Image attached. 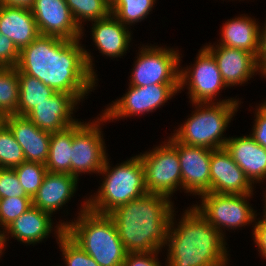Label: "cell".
<instances>
[{
	"instance_id": "cell-44",
	"label": "cell",
	"mask_w": 266,
	"mask_h": 266,
	"mask_svg": "<svg viewBox=\"0 0 266 266\" xmlns=\"http://www.w3.org/2000/svg\"><path fill=\"white\" fill-rule=\"evenodd\" d=\"M265 201V206H264V210H263V213H264V215L266 216V194H265V199H264Z\"/></svg>"
},
{
	"instance_id": "cell-29",
	"label": "cell",
	"mask_w": 266,
	"mask_h": 266,
	"mask_svg": "<svg viewBox=\"0 0 266 266\" xmlns=\"http://www.w3.org/2000/svg\"><path fill=\"white\" fill-rule=\"evenodd\" d=\"M78 26L82 22L96 21L111 14V4L107 0H65ZM84 20V21H83Z\"/></svg>"
},
{
	"instance_id": "cell-45",
	"label": "cell",
	"mask_w": 266,
	"mask_h": 266,
	"mask_svg": "<svg viewBox=\"0 0 266 266\" xmlns=\"http://www.w3.org/2000/svg\"><path fill=\"white\" fill-rule=\"evenodd\" d=\"M110 4H112L115 0H107Z\"/></svg>"
},
{
	"instance_id": "cell-39",
	"label": "cell",
	"mask_w": 266,
	"mask_h": 266,
	"mask_svg": "<svg viewBox=\"0 0 266 266\" xmlns=\"http://www.w3.org/2000/svg\"><path fill=\"white\" fill-rule=\"evenodd\" d=\"M35 0H0V5L30 9L33 7Z\"/></svg>"
},
{
	"instance_id": "cell-15",
	"label": "cell",
	"mask_w": 266,
	"mask_h": 266,
	"mask_svg": "<svg viewBox=\"0 0 266 266\" xmlns=\"http://www.w3.org/2000/svg\"><path fill=\"white\" fill-rule=\"evenodd\" d=\"M210 192L253 194V185L225 148L211 150Z\"/></svg>"
},
{
	"instance_id": "cell-12",
	"label": "cell",
	"mask_w": 266,
	"mask_h": 266,
	"mask_svg": "<svg viewBox=\"0 0 266 266\" xmlns=\"http://www.w3.org/2000/svg\"><path fill=\"white\" fill-rule=\"evenodd\" d=\"M179 90V84H154L148 86H129L128 92L107 107L102 115L107 121L153 112L164 105Z\"/></svg>"
},
{
	"instance_id": "cell-17",
	"label": "cell",
	"mask_w": 266,
	"mask_h": 266,
	"mask_svg": "<svg viewBox=\"0 0 266 266\" xmlns=\"http://www.w3.org/2000/svg\"><path fill=\"white\" fill-rule=\"evenodd\" d=\"M214 57L227 87L242 85L259 72L254 54L217 44L204 46Z\"/></svg>"
},
{
	"instance_id": "cell-31",
	"label": "cell",
	"mask_w": 266,
	"mask_h": 266,
	"mask_svg": "<svg viewBox=\"0 0 266 266\" xmlns=\"http://www.w3.org/2000/svg\"><path fill=\"white\" fill-rule=\"evenodd\" d=\"M25 162L23 149L9 127L0 120V168L13 169Z\"/></svg>"
},
{
	"instance_id": "cell-26",
	"label": "cell",
	"mask_w": 266,
	"mask_h": 266,
	"mask_svg": "<svg viewBox=\"0 0 266 266\" xmlns=\"http://www.w3.org/2000/svg\"><path fill=\"white\" fill-rule=\"evenodd\" d=\"M18 78L19 99L17 115L26 116L36 105L56 93L53 88L44 85L39 79L30 75L18 73Z\"/></svg>"
},
{
	"instance_id": "cell-8",
	"label": "cell",
	"mask_w": 266,
	"mask_h": 266,
	"mask_svg": "<svg viewBox=\"0 0 266 266\" xmlns=\"http://www.w3.org/2000/svg\"><path fill=\"white\" fill-rule=\"evenodd\" d=\"M140 50L129 85L143 87L154 84H179V50L144 45Z\"/></svg>"
},
{
	"instance_id": "cell-4",
	"label": "cell",
	"mask_w": 266,
	"mask_h": 266,
	"mask_svg": "<svg viewBox=\"0 0 266 266\" xmlns=\"http://www.w3.org/2000/svg\"><path fill=\"white\" fill-rule=\"evenodd\" d=\"M75 222L65 226V233L99 266H123L126 250L109 214H99L81 206Z\"/></svg>"
},
{
	"instance_id": "cell-14",
	"label": "cell",
	"mask_w": 266,
	"mask_h": 266,
	"mask_svg": "<svg viewBox=\"0 0 266 266\" xmlns=\"http://www.w3.org/2000/svg\"><path fill=\"white\" fill-rule=\"evenodd\" d=\"M31 11L40 35L67 40L83 36L65 0H35Z\"/></svg>"
},
{
	"instance_id": "cell-19",
	"label": "cell",
	"mask_w": 266,
	"mask_h": 266,
	"mask_svg": "<svg viewBox=\"0 0 266 266\" xmlns=\"http://www.w3.org/2000/svg\"><path fill=\"white\" fill-rule=\"evenodd\" d=\"M224 148L251 183L266 178V149L251 136L229 137Z\"/></svg>"
},
{
	"instance_id": "cell-11",
	"label": "cell",
	"mask_w": 266,
	"mask_h": 266,
	"mask_svg": "<svg viewBox=\"0 0 266 266\" xmlns=\"http://www.w3.org/2000/svg\"><path fill=\"white\" fill-rule=\"evenodd\" d=\"M193 68L180 69L179 90L188 85L191 103H212L220 90L226 88L213 55L203 47ZM186 84V85H185ZM214 99V100H213Z\"/></svg>"
},
{
	"instance_id": "cell-3",
	"label": "cell",
	"mask_w": 266,
	"mask_h": 266,
	"mask_svg": "<svg viewBox=\"0 0 266 266\" xmlns=\"http://www.w3.org/2000/svg\"><path fill=\"white\" fill-rule=\"evenodd\" d=\"M174 225V212L167 234L166 266H226L228 254L225 239L196 209L185 210ZM168 244V245H167Z\"/></svg>"
},
{
	"instance_id": "cell-2",
	"label": "cell",
	"mask_w": 266,
	"mask_h": 266,
	"mask_svg": "<svg viewBox=\"0 0 266 266\" xmlns=\"http://www.w3.org/2000/svg\"><path fill=\"white\" fill-rule=\"evenodd\" d=\"M170 197L147 193L119 206L109 216L127 253L160 251L166 245L171 216Z\"/></svg>"
},
{
	"instance_id": "cell-46",
	"label": "cell",
	"mask_w": 266,
	"mask_h": 266,
	"mask_svg": "<svg viewBox=\"0 0 266 266\" xmlns=\"http://www.w3.org/2000/svg\"><path fill=\"white\" fill-rule=\"evenodd\" d=\"M264 103V104H263ZM263 103H261L265 108H266V101L265 102H263Z\"/></svg>"
},
{
	"instance_id": "cell-21",
	"label": "cell",
	"mask_w": 266,
	"mask_h": 266,
	"mask_svg": "<svg viewBox=\"0 0 266 266\" xmlns=\"http://www.w3.org/2000/svg\"><path fill=\"white\" fill-rule=\"evenodd\" d=\"M92 22H94L91 28L94 45L102 55L113 59L127 53L131 32L126 25H123L113 14Z\"/></svg>"
},
{
	"instance_id": "cell-9",
	"label": "cell",
	"mask_w": 266,
	"mask_h": 266,
	"mask_svg": "<svg viewBox=\"0 0 266 266\" xmlns=\"http://www.w3.org/2000/svg\"><path fill=\"white\" fill-rule=\"evenodd\" d=\"M96 120L91 123L79 121L73 125L71 175L76 178L81 173H100L107 157L100 127V122L107 119L101 115Z\"/></svg>"
},
{
	"instance_id": "cell-16",
	"label": "cell",
	"mask_w": 266,
	"mask_h": 266,
	"mask_svg": "<svg viewBox=\"0 0 266 266\" xmlns=\"http://www.w3.org/2000/svg\"><path fill=\"white\" fill-rule=\"evenodd\" d=\"M78 102L74 95L56 92L36 105L26 117L41 130L50 133L62 131L79 122L71 116Z\"/></svg>"
},
{
	"instance_id": "cell-40",
	"label": "cell",
	"mask_w": 266,
	"mask_h": 266,
	"mask_svg": "<svg viewBox=\"0 0 266 266\" xmlns=\"http://www.w3.org/2000/svg\"><path fill=\"white\" fill-rule=\"evenodd\" d=\"M256 58L257 61H266V23L265 27L260 30L259 50Z\"/></svg>"
},
{
	"instance_id": "cell-42",
	"label": "cell",
	"mask_w": 266,
	"mask_h": 266,
	"mask_svg": "<svg viewBox=\"0 0 266 266\" xmlns=\"http://www.w3.org/2000/svg\"><path fill=\"white\" fill-rule=\"evenodd\" d=\"M0 227H2L1 224H0ZM7 238H8V235L5 234V231L4 230H2V231L0 230V242L8 241Z\"/></svg>"
},
{
	"instance_id": "cell-38",
	"label": "cell",
	"mask_w": 266,
	"mask_h": 266,
	"mask_svg": "<svg viewBox=\"0 0 266 266\" xmlns=\"http://www.w3.org/2000/svg\"><path fill=\"white\" fill-rule=\"evenodd\" d=\"M253 239L258 247L259 253L266 259V216L263 214V218L253 226Z\"/></svg>"
},
{
	"instance_id": "cell-23",
	"label": "cell",
	"mask_w": 266,
	"mask_h": 266,
	"mask_svg": "<svg viewBox=\"0 0 266 266\" xmlns=\"http://www.w3.org/2000/svg\"><path fill=\"white\" fill-rule=\"evenodd\" d=\"M52 215L32 206L4 230L5 234L27 244H36L47 238L52 231Z\"/></svg>"
},
{
	"instance_id": "cell-33",
	"label": "cell",
	"mask_w": 266,
	"mask_h": 266,
	"mask_svg": "<svg viewBox=\"0 0 266 266\" xmlns=\"http://www.w3.org/2000/svg\"><path fill=\"white\" fill-rule=\"evenodd\" d=\"M33 206L31 197H11L0 199V224L5 229L21 214Z\"/></svg>"
},
{
	"instance_id": "cell-43",
	"label": "cell",
	"mask_w": 266,
	"mask_h": 266,
	"mask_svg": "<svg viewBox=\"0 0 266 266\" xmlns=\"http://www.w3.org/2000/svg\"><path fill=\"white\" fill-rule=\"evenodd\" d=\"M5 243H7V242H0V255H2V251L4 250V248H5Z\"/></svg>"
},
{
	"instance_id": "cell-35",
	"label": "cell",
	"mask_w": 266,
	"mask_h": 266,
	"mask_svg": "<svg viewBox=\"0 0 266 266\" xmlns=\"http://www.w3.org/2000/svg\"><path fill=\"white\" fill-rule=\"evenodd\" d=\"M20 50L8 37L0 34V67H16Z\"/></svg>"
},
{
	"instance_id": "cell-7",
	"label": "cell",
	"mask_w": 266,
	"mask_h": 266,
	"mask_svg": "<svg viewBox=\"0 0 266 266\" xmlns=\"http://www.w3.org/2000/svg\"><path fill=\"white\" fill-rule=\"evenodd\" d=\"M252 195L254 194H217L207 192L200 195L201 205L195 204L193 206L224 236L222 229H226V227L234 230V228L237 229L256 221L257 214H255L256 212L247 201Z\"/></svg>"
},
{
	"instance_id": "cell-18",
	"label": "cell",
	"mask_w": 266,
	"mask_h": 266,
	"mask_svg": "<svg viewBox=\"0 0 266 266\" xmlns=\"http://www.w3.org/2000/svg\"><path fill=\"white\" fill-rule=\"evenodd\" d=\"M23 149L25 161L46 163L51 133L36 127L26 116L8 115L1 119Z\"/></svg>"
},
{
	"instance_id": "cell-10",
	"label": "cell",
	"mask_w": 266,
	"mask_h": 266,
	"mask_svg": "<svg viewBox=\"0 0 266 266\" xmlns=\"http://www.w3.org/2000/svg\"><path fill=\"white\" fill-rule=\"evenodd\" d=\"M139 156L144 168L145 186L148 193L171 197L179 186L182 188L178 153L169 142Z\"/></svg>"
},
{
	"instance_id": "cell-20",
	"label": "cell",
	"mask_w": 266,
	"mask_h": 266,
	"mask_svg": "<svg viewBox=\"0 0 266 266\" xmlns=\"http://www.w3.org/2000/svg\"><path fill=\"white\" fill-rule=\"evenodd\" d=\"M78 179L71 174L47 172L32 198L33 206L50 214L61 209L74 196Z\"/></svg>"
},
{
	"instance_id": "cell-41",
	"label": "cell",
	"mask_w": 266,
	"mask_h": 266,
	"mask_svg": "<svg viewBox=\"0 0 266 266\" xmlns=\"http://www.w3.org/2000/svg\"><path fill=\"white\" fill-rule=\"evenodd\" d=\"M257 65L260 71L259 73L266 77V61H257Z\"/></svg>"
},
{
	"instance_id": "cell-5",
	"label": "cell",
	"mask_w": 266,
	"mask_h": 266,
	"mask_svg": "<svg viewBox=\"0 0 266 266\" xmlns=\"http://www.w3.org/2000/svg\"><path fill=\"white\" fill-rule=\"evenodd\" d=\"M108 156L100 174L104 180L94 197L87 200V208L99 214H110L116 208L147 194L144 168L136 155L110 169ZM106 176V177H105Z\"/></svg>"
},
{
	"instance_id": "cell-24",
	"label": "cell",
	"mask_w": 266,
	"mask_h": 266,
	"mask_svg": "<svg viewBox=\"0 0 266 266\" xmlns=\"http://www.w3.org/2000/svg\"><path fill=\"white\" fill-rule=\"evenodd\" d=\"M245 16V17H244ZM237 17L223 24L220 45L237 48L257 56L259 50L260 25L251 17Z\"/></svg>"
},
{
	"instance_id": "cell-1",
	"label": "cell",
	"mask_w": 266,
	"mask_h": 266,
	"mask_svg": "<svg viewBox=\"0 0 266 266\" xmlns=\"http://www.w3.org/2000/svg\"><path fill=\"white\" fill-rule=\"evenodd\" d=\"M80 39L39 35L20 50L16 66L18 73L35 77L56 92L83 100L94 89L98 79L92 56L79 44Z\"/></svg>"
},
{
	"instance_id": "cell-13",
	"label": "cell",
	"mask_w": 266,
	"mask_h": 266,
	"mask_svg": "<svg viewBox=\"0 0 266 266\" xmlns=\"http://www.w3.org/2000/svg\"><path fill=\"white\" fill-rule=\"evenodd\" d=\"M168 142L178 153L182 188L199 196L210 192L211 149L180 143L173 136L169 137Z\"/></svg>"
},
{
	"instance_id": "cell-22",
	"label": "cell",
	"mask_w": 266,
	"mask_h": 266,
	"mask_svg": "<svg viewBox=\"0 0 266 266\" xmlns=\"http://www.w3.org/2000/svg\"><path fill=\"white\" fill-rule=\"evenodd\" d=\"M0 34L12 40L19 50L40 35L30 9L4 5H0Z\"/></svg>"
},
{
	"instance_id": "cell-32",
	"label": "cell",
	"mask_w": 266,
	"mask_h": 266,
	"mask_svg": "<svg viewBox=\"0 0 266 266\" xmlns=\"http://www.w3.org/2000/svg\"><path fill=\"white\" fill-rule=\"evenodd\" d=\"M13 169L26 195L33 198L47 173L45 164L25 161Z\"/></svg>"
},
{
	"instance_id": "cell-25",
	"label": "cell",
	"mask_w": 266,
	"mask_h": 266,
	"mask_svg": "<svg viewBox=\"0 0 266 266\" xmlns=\"http://www.w3.org/2000/svg\"><path fill=\"white\" fill-rule=\"evenodd\" d=\"M73 125L65 130L51 133L49 153L45 166L47 172L71 174V149Z\"/></svg>"
},
{
	"instance_id": "cell-28",
	"label": "cell",
	"mask_w": 266,
	"mask_h": 266,
	"mask_svg": "<svg viewBox=\"0 0 266 266\" xmlns=\"http://www.w3.org/2000/svg\"><path fill=\"white\" fill-rule=\"evenodd\" d=\"M156 0H115L111 4L113 14L123 25H132L144 20Z\"/></svg>"
},
{
	"instance_id": "cell-36",
	"label": "cell",
	"mask_w": 266,
	"mask_h": 266,
	"mask_svg": "<svg viewBox=\"0 0 266 266\" xmlns=\"http://www.w3.org/2000/svg\"><path fill=\"white\" fill-rule=\"evenodd\" d=\"M157 254L159 251L127 253L123 266H161Z\"/></svg>"
},
{
	"instance_id": "cell-27",
	"label": "cell",
	"mask_w": 266,
	"mask_h": 266,
	"mask_svg": "<svg viewBox=\"0 0 266 266\" xmlns=\"http://www.w3.org/2000/svg\"><path fill=\"white\" fill-rule=\"evenodd\" d=\"M19 78L16 67L0 68V119L17 115Z\"/></svg>"
},
{
	"instance_id": "cell-6",
	"label": "cell",
	"mask_w": 266,
	"mask_h": 266,
	"mask_svg": "<svg viewBox=\"0 0 266 266\" xmlns=\"http://www.w3.org/2000/svg\"><path fill=\"white\" fill-rule=\"evenodd\" d=\"M239 103L238 99L233 98L212 103H193L197 110L175 130L173 137L187 145L211 150L224 148L229 138L222 136L238 111Z\"/></svg>"
},
{
	"instance_id": "cell-37",
	"label": "cell",
	"mask_w": 266,
	"mask_h": 266,
	"mask_svg": "<svg viewBox=\"0 0 266 266\" xmlns=\"http://www.w3.org/2000/svg\"><path fill=\"white\" fill-rule=\"evenodd\" d=\"M253 131L249 134L258 144L266 149V108L258 106Z\"/></svg>"
},
{
	"instance_id": "cell-34",
	"label": "cell",
	"mask_w": 266,
	"mask_h": 266,
	"mask_svg": "<svg viewBox=\"0 0 266 266\" xmlns=\"http://www.w3.org/2000/svg\"><path fill=\"white\" fill-rule=\"evenodd\" d=\"M11 197L29 196L26 195L14 169L0 168V199Z\"/></svg>"
},
{
	"instance_id": "cell-30",
	"label": "cell",
	"mask_w": 266,
	"mask_h": 266,
	"mask_svg": "<svg viewBox=\"0 0 266 266\" xmlns=\"http://www.w3.org/2000/svg\"><path fill=\"white\" fill-rule=\"evenodd\" d=\"M67 222L57 224V241L62 251L66 266H99L95 260L89 256L78 244H76L66 233Z\"/></svg>"
}]
</instances>
